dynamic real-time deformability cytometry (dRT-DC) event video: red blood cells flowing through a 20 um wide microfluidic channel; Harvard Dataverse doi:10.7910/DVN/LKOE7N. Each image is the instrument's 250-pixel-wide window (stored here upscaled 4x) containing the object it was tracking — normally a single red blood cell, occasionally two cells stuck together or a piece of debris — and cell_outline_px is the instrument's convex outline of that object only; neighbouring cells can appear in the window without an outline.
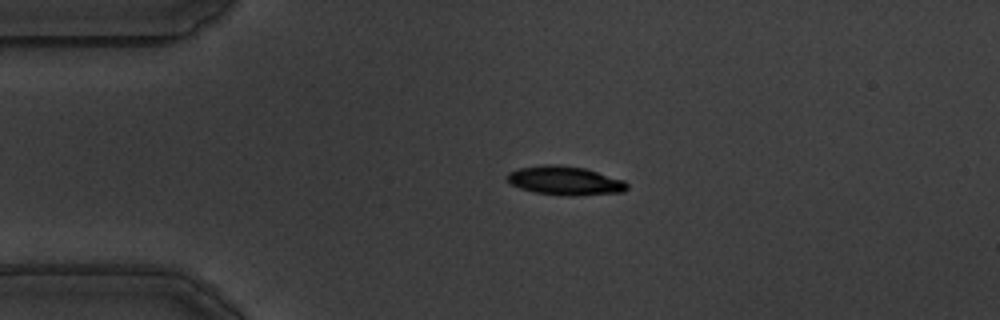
{"species": "common noctule bat (a hibernating species)", "species_latin": "Nyctalus noctula", "temperature_condition": "warm", "stored_images_in_passage": 46, "camera_frame_rate_fps": 3000, "um_per_image_px": 0.085, "animal": {"sex": "male", "body_mass_g": 19.5, "forearm_length_mm": 54.6}, "frame": {"image": 1, "passage_image": 1, "time_ms": 0.0, "image_size_px": [1000, 320], "cell_outline_px": [[628, 188], [624, 192], [572, 196], [568, 196], [536, 192], [520, 188], [508, 184], [504, 176], [508, 172], [520, 168], [544, 164], [556, 164], [584, 168], [624, 180], [628, 184]], "centroid_in_image_um": [47.98, 15.35], "position_along_channel_um": 37.0, "area_um2": 20.29}}
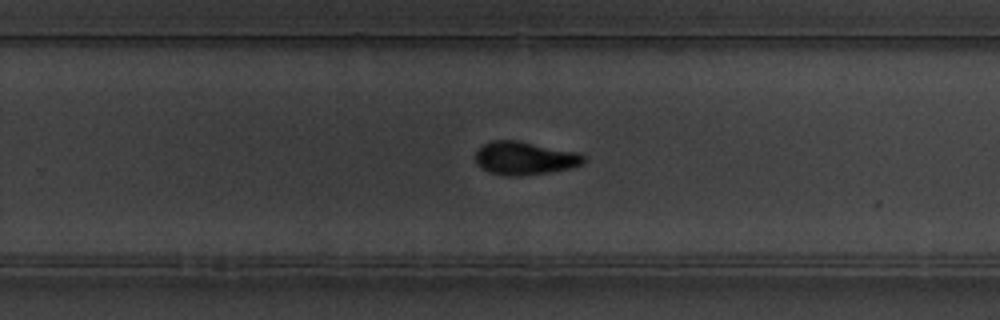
{"frame": {"image": 2, "passage_image": 25, "time_ms": 8.0, "image_size_px": [1000, 320], "cell_outline_px": [[584, 164], [568, 168], [548, 172], [516, 176], [504, 176], [488, 172], [476, 164], [476, 152], [484, 144], [492, 140], [516, 140], [580, 152], [584, 156]], "centroid_in_image_um": [44.59, 13.44], "position_along_channel_um": 285.2, "area_um2": 20.92}}
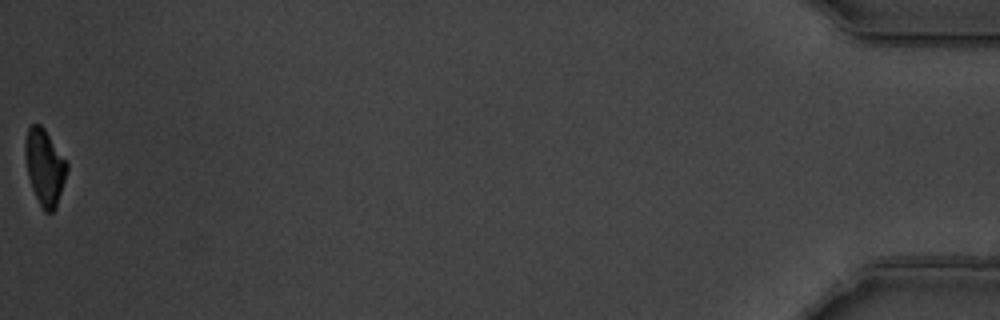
{"frame": {"image": 3, "passage_image": 46, "time_ms": 15.0, "image_size_px": [1000, 320], "cell_outline_px": [[68, 168], [56, 208], [52, 212], [44, 212], [32, 188], [28, 176], [24, 152], [24, 144], [28, 128], [32, 124], [40, 124], [44, 128], [68, 164]], "centroid_in_image_um": [3.78, 14.19], "position_along_channel_um": 431.4, "area_um2": 18.26}, "authors_computed_cell_mechanics": {"area_um2": 20.8947, "velocity_mm_per_s": 3.5116, "shape_relaxation_time_tau1_ms": 3.7492, "shape_relaxation_time_tau2_ms": 2.2014, "deformation_change_tau1": 0.1513, "deformation_change_tau2": 0.0673}}